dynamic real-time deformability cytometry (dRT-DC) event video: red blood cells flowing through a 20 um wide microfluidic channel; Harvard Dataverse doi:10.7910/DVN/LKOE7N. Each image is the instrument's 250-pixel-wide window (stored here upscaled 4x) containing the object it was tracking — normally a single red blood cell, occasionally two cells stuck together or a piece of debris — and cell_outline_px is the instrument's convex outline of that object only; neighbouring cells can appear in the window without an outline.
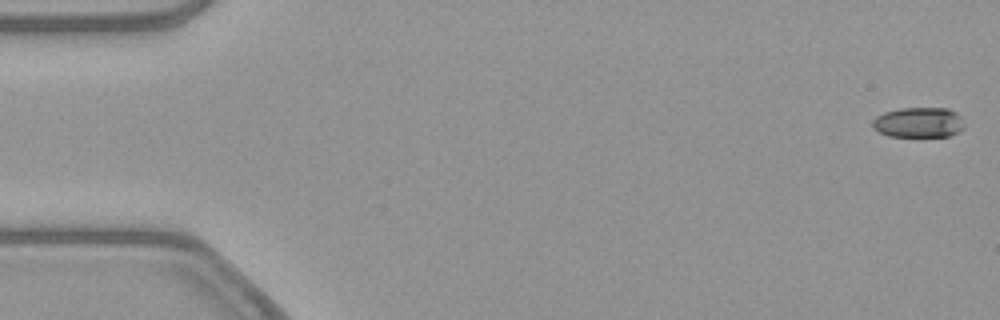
{"species": "common noctule bat (a hibernating species)", "species_latin": "Nyctalus noctula", "temperature_condition": "warm", "stored_images_in_passage": 53, "camera_frame_rate_fps": 3000, "um_per_image_px": 0.085, "animal": {"sex": "female", "body_mass_g": 21.9}, "frame": {"image": 1, "passage_image": 1, "time_ms": 0.0, "image_size_px": [1000, 320], "cell_outline_px": [[964, 128], [960, 132], [948, 136], [888, 136], [872, 128], [872, 120], [876, 116], [884, 112], [900, 108], [948, 108], [956, 112], [960, 116]], "centroid_in_image_um": [78.07, 10.4], "position_along_channel_um": 6.9, "area_um2": 16.24}}
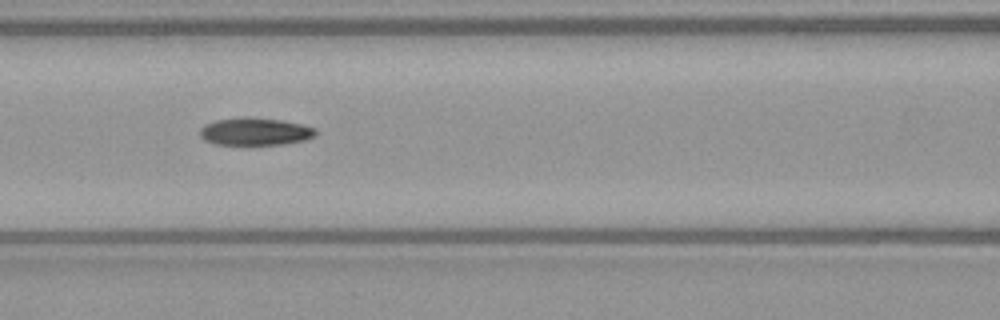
{"frame": {"image": 2, "passage_image": 23, "time_ms": 7.333, "image_size_px": [1000, 320], "cell_outline_px": [[316, 136], [304, 140], [284, 144], [216, 144], [204, 140], [200, 136], [200, 128], [204, 124], [216, 120], [244, 116], [248, 116], [280, 120], [300, 124], [316, 128]], "centroid_in_image_um": [21.67, 11.17], "position_along_channel_um": 144.9, "area_um2": 18.61}}
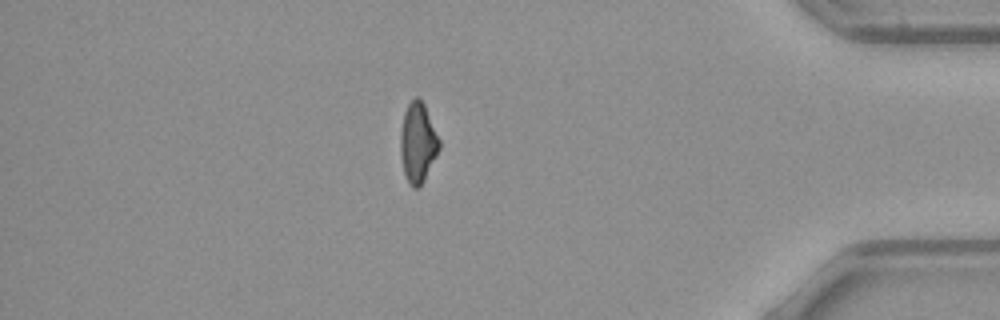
{"frame": {"image": 3, "passage_image": 46, "time_ms": 15.0, "image_size_px": [1000, 320], "cell_outline_px": [[440, 148], [424, 180], [416, 188], [412, 188], [408, 184], [404, 172], [400, 156], [400, 132], [404, 112], [408, 104], [416, 96], [424, 104], [440, 140]], "centroid_in_image_um": [35.5, 12.14], "position_along_channel_um": 399.7, "area_um2": 17.98}, "authors_computed_cell_mechanics": {"area_um2": 18.3226, "velocity_mm_per_s": 3.8612, "shape_relaxation_time_tau1_ms": null, "shape_relaxation_time_tau2_ms": 5.3253, "deformation_change_tau1": null, "deformation_change_tau2": 0.1227}}